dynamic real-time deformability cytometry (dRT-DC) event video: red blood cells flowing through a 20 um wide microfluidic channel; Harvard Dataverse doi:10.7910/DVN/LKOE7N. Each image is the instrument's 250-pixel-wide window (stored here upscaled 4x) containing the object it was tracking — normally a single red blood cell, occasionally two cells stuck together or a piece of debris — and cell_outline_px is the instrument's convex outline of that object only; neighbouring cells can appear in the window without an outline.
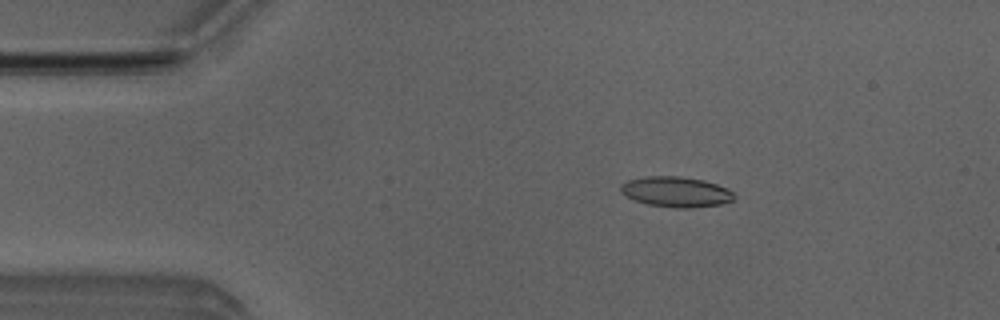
{"species": "Egyptian fruit bat (a non-hibernating species)", "species_latin": "Rousettus aegyptiacus", "temperature_condition": "room temperature", "stored_images_in_passage": 6, "camera_frame_rate_fps": 3000, "um_per_image_px": 0.085, "animal": {"sex": "male"}, "frame": {"image": 1, "passage_image": 1, "time_ms": 0.0, "image_size_px": [1000, 320], "cell_outline_px": [[736, 196], [732, 200], [720, 204], [688, 208], [680, 208], [648, 204], [636, 200], [620, 192], [620, 184], [628, 180], [644, 176], [680, 176], [704, 180], [728, 188]], "centroid_in_image_um": [57.46, 16.29], "position_along_channel_um": 27.5, "area_um2": 19.94}}
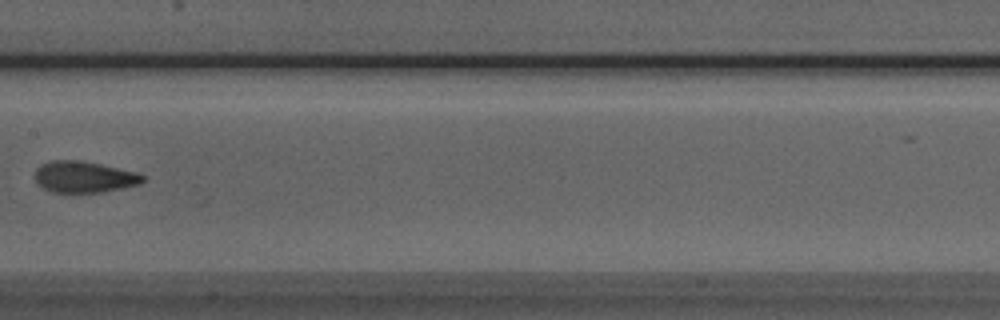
{"frame": {"image": 2, "passage_image": 6, "time_ms": 5.667, "image_size_px": [1000, 320], "cell_outline_px": [[144, 180], [140, 184], [124, 188], [100, 192], [52, 192], [36, 184], [36, 168], [40, 164], [52, 160], [76, 160], [100, 164], [136, 172], [144, 176]], "centroid_in_image_um": [7.13, 15.04], "position_along_channel_um": 200.3, "area_um2": 19.59}}